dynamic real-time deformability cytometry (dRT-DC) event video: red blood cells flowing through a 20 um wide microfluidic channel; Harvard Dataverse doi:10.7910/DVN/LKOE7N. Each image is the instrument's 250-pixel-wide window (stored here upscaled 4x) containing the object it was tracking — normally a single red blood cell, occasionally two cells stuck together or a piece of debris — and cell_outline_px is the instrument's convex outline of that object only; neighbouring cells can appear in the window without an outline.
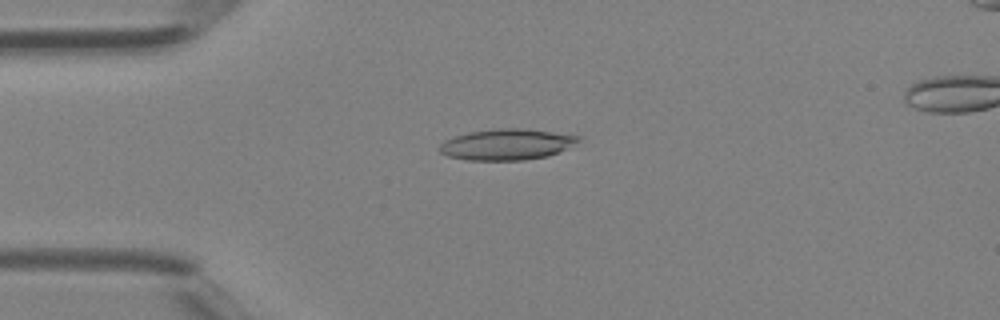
{"species": "Egyptian fruit bat (a non-hibernating species)", "species_latin": "Rousettus aegyptiacus", "temperature_condition": "room temperature", "stored_images_in_passage": 33, "camera_frame_rate_fps": 3000, "um_per_image_px": 0.085, "animal": {"sex": "female"}, "frame": {"image": 1, "passage_image": 1, "time_ms": 0.0, "image_size_px": [1000, 320], "cell_outline_px": [[584, 136], [580, 140], [548, 156], [524, 160], [468, 160], [448, 156], [440, 152], [440, 144], [444, 140], [452, 136], [468, 132], [500, 128], [520, 128]], "centroid_in_image_um": [43.03, 12.27], "position_along_channel_um": 42.0, "area_um2": 24.91}}
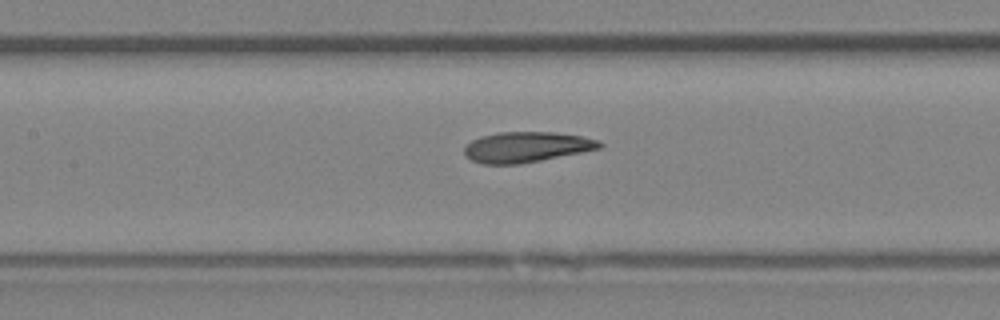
{"frame": {"image": 2, "passage_image": 10, "time_ms": 3.0, "image_size_px": [1000, 320], "cell_outline_px": [[604, 144], [600, 148], [520, 164], [484, 164], [472, 160], [464, 156], [464, 148], [472, 140], [480, 136], [500, 132], [556, 132], [584, 136], [600, 140]], "centroid_in_image_um": [44.75, 12.49], "position_along_channel_um": 162.7, "area_um2": 23.99}}
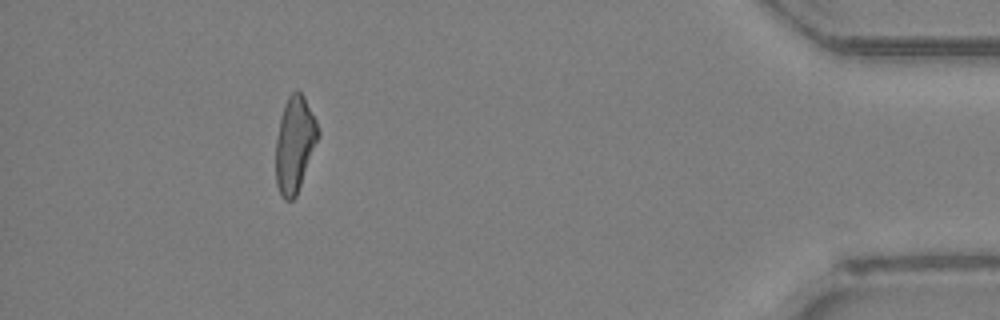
{"frame": {"image": 3, "passage_image": 29, "time_ms": 9.333, "image_size_px": [1000, 320], "cell_outline_px": [[320, 136], [296, 196], [292, 200], [284, 200], [276, 184], [276, 140], [280, 116], [284, 104], [288, 96], [296, 88], [304, 96], [316, 120], [320, 132]], "centroid_in_image_um": [25.06, 12.24], "position_along_channel_um": 410.1, "area_um2": 23.76}}